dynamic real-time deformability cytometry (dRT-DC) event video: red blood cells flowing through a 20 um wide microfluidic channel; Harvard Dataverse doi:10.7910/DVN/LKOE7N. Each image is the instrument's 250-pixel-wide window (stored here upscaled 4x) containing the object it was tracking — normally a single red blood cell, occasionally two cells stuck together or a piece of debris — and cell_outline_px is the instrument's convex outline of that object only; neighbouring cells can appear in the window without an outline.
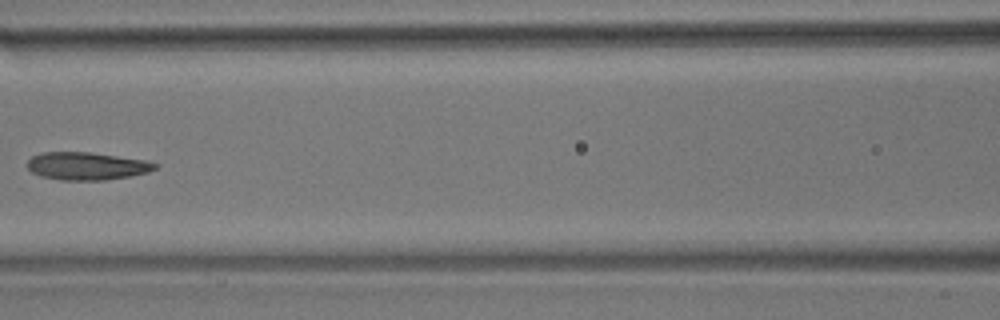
{"species": "common noctule bat (a hibernating species)", "species_latin": "Nyctalus noctula", "temperature_condition": "room temperature", "stored_images_in_passage": 11, "camera_frame_rate_fps": 3000, "um_per_image_px": 0.085, "animal": {"sex": "male", "body_mass_g": 17.9}, "frame": {"image": 1, "passage_image": 7, "time_ms": 8.0, "image_size_px": [1000, 320], "cell_outline_px": [[160, 164], [156, 168], [148, 172], [128, 176], [104, 180], [60, 180], [40, 176], [32, 172], [28, 168], [28, 160], [32, 156], [44, 152], [92, 152], [144, 160]], "centroid_in_image_um": [7.37, 14.11], "position_along_channel_um": 159.2, "area_um2": 20.58}}
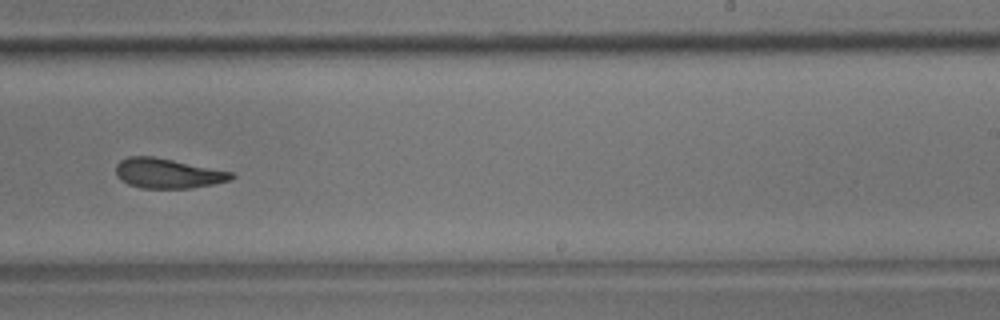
{"frame": {"image": 2, "passage_image": 10, "time_ms": 11.333, "image_size_px": [1000, 320], "cell_outline_px": [[236, 176], [228, 180], [212, 184], [188, 188], [140, 188], [128, 184], [120, 180], [116, 176], [116, 164], [120, 160], [128, 156], [152, 156], [232, 172]], "centroid_in_image_um": [14.19, 14.73], "position_along_channel_um": 274.8, "area_um2": 19.88}}
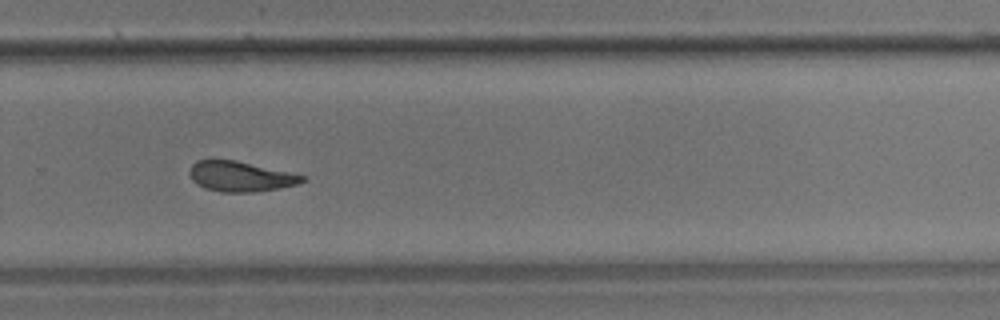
{"frame": {"image": 3, "passage_image": 11, "time_ms": 12.333, "image_size_px": [1000, 320], "cell_outline_px": [[308, 180], [296, 184], [276, 188], [252, 192], [220, 192], [204, 188], [196, 184], [192, 180], [188, 172], [192, 164], [196, 160], [236, 160], [292, 172], [308, 176]], "centroid_in_image_um": [20.45, 14.99], "position_along_channel_um": 309.4, "area_um2": 20.0}}